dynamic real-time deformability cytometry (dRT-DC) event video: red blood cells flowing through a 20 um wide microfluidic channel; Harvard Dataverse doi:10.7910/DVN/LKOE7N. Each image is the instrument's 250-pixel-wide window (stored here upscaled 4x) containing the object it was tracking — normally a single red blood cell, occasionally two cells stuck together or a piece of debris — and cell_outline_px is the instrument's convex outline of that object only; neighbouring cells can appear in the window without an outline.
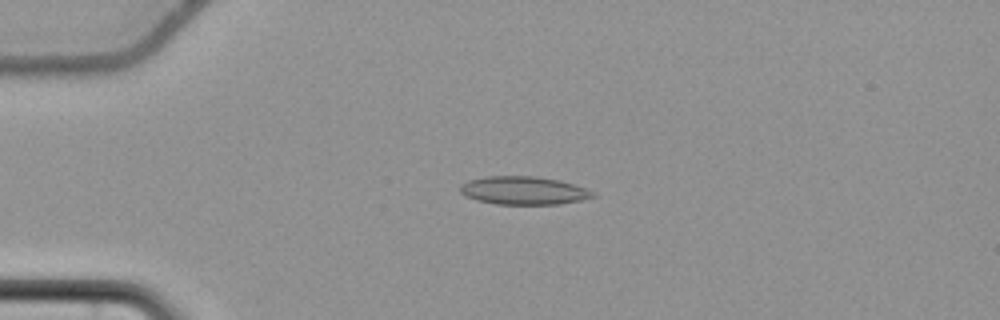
{"species": "common noctule bat (a hibernating species)", "species_latin": "Nyctalus noctula", "temperature_condition": "cold", "stored_images_in_passage": 43, "camera_frame_rate_fps": 3000, "um_per_image_px": 0.085, "animal": {"sex": "female", "body_mass_g": 22.7, "forearm_length_mm": 54.2}, "frame": {"image": 1, "passage_image": 1, "time_ms": 0.0, "image_size_px": [1000, 320], "cell_outline_px": [[596, 196], [580, 200], [560, 204], [496, 204], [476, 200], [464, 196], [460, 192], [460, 184], [468, 180], [488, 176], [536, 176], [560, 180], [596, 192]], "centroid_in_image_um": [44.48, 16.19], "position_along_channel_um": 40.5, "area_um2": 21.85}}
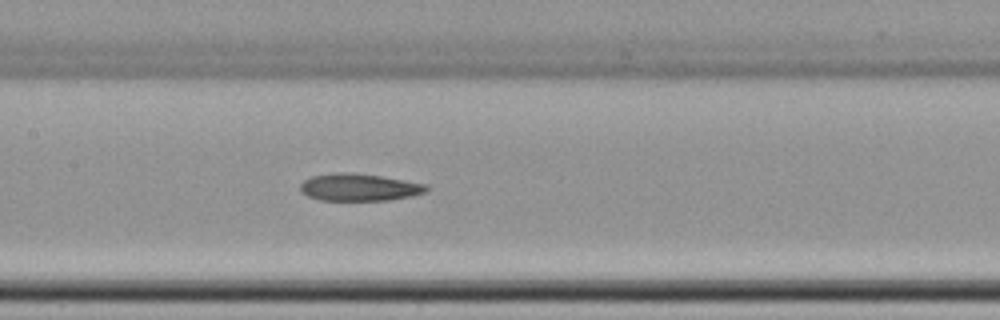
{"frame": {"image": 2, "passage_image": 15, "time_ms": 4.667, "image_size_px": [1000, 320], "cell_outline_px": [[428, 192], [412, 196], [388, 200], [320, 200], [308, 196], [300, 192], [300, 184], [304, 180], [312, 176], [340, 172], [352, 172], [380, 176], [424, 184], [428, 188]], "centroid_in_image_um": [30.5, 15.92], "position_along_channel_um": 176.9, "area_um2": 19.94}}
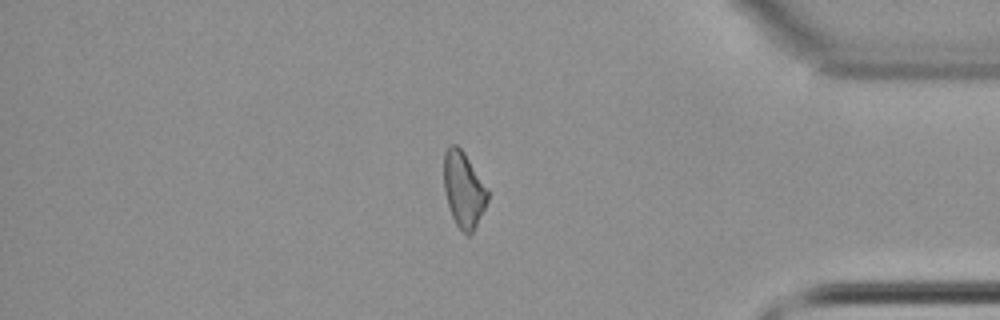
{"frame": {"image": 3, "passage_image": 35, "time_ms": 11.333, "image_size_px": [1000, 320], "cell_outline_px": [[488, 200], [472, 232], [468, 236], [456, 224], [452, 216], [444, 192], [444, 152], [448, 144], [456, 144], [464, 152], [488, 192]], "centroid_in_image_um": [39.37, 16.08], "position_along_channel_um": 395.8, "area_um2": 18.84}, "authors_computed_cell_mechanics": {"area_um2": 20.3456, "velocity_mm_per_s": 3.6896, "shape_relaxation_time_tau1_ms": null, "shape_relaxation_time_tau2_ms": 11.0847, "deformation_change_tau1": null, "deformation_change_tau2": 0.2}}